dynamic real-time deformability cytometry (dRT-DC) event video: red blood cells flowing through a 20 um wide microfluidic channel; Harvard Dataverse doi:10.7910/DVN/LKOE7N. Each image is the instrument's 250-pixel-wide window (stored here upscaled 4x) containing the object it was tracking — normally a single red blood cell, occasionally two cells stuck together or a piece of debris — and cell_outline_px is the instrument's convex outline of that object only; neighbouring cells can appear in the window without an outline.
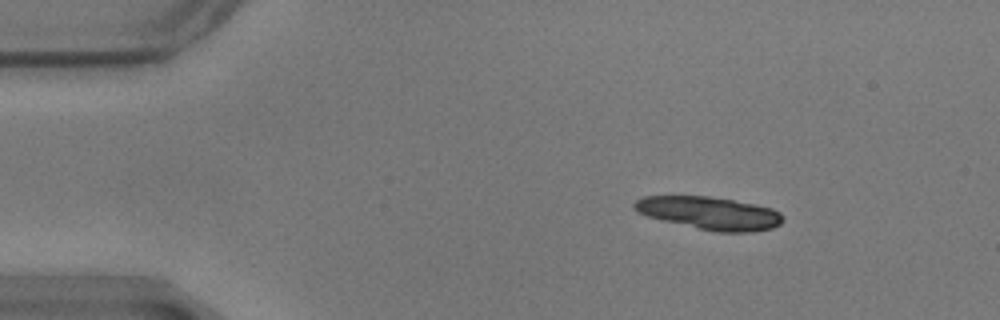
{"species": "common noctule bat (a hibernating species)", "species_latin": "Nyctalus noctula", "temperature_condition": "warm", "stored_images_in_passage": 12, "camera_frame_rate_fps": 3000, "um_per_image_px": 0.085, "animal": {"sex": "male", "body_mass_g": 17.9}, "frame": {"image": 1, "passage_image": 1, "time_ms": 0.0, "image_size_px": [1000, 320], "cell_outline_px": [[784, 220], [780, 224], [772, 228], [752, 232], [716, 232], [664, 220], [648, 216], [636, 212], [632, 208], [632, 204], [636, 200], [644, 196], [708, 196], [756, 204], [772, 208], [780, 212]], "centroid_in_image_um": [60.32, 18.11], "position_along_channel_um": 24.7, "area_um2": 28.32}}